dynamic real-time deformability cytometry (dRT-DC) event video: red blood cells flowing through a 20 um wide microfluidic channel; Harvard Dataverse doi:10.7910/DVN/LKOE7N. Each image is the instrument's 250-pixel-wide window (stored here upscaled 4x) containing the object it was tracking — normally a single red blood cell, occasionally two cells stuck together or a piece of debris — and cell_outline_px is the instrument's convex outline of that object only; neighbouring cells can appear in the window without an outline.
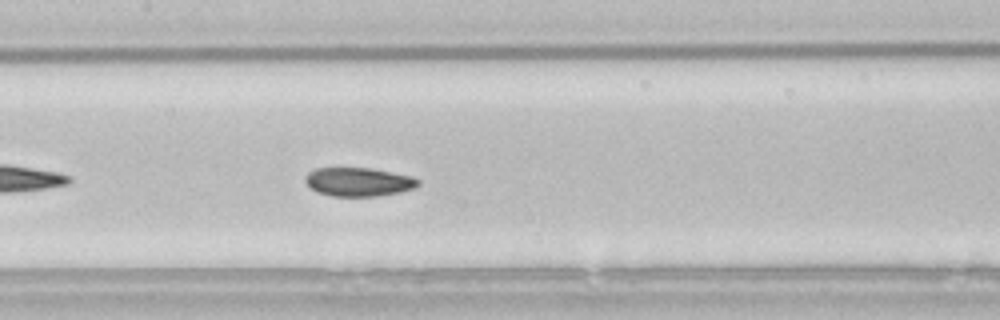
{"species": "common noctule bat (a hibernating species)", "species_latin": "Nyctalus noctula", "temperature_condition": "room temperature", "stored_images_in_passage": 40, "camera_frame_rate_fps": 3000, "um_per_image_px": 0.085, "animal": {"sex": "male", "body_mass_g": 21.5, "forearm_length_mm": 52.0}, "frame": {"image": 1, "passage_image": 12, "time_ms": 3.667, "image_size_px": [1000, 320], "cell_outline_px": [[420, 184], [416, 188], [400, 192], [380, 196], [332, 196], [316, 192], [304, 180], [304, 176], [308, 172], [316, 168], [368, 168], [412, 176], [420, 180]], "centroid_in_image_um": [30.49, 15.47], "position_along_channel_um": 176.9, "area_um2": 18.96}, "authors_computed_cell_mechanics": {"area_um2": 19.4786, "velocity_mm_per_s": 3.8101, "shape_relaxation_time_tau1_ms": 7.3927, "shape_relaxation_time_tau2_ms": 2.2525, "deformation_change_tau1": 0.1184, "deformation_change_tau2": 0.0585}}